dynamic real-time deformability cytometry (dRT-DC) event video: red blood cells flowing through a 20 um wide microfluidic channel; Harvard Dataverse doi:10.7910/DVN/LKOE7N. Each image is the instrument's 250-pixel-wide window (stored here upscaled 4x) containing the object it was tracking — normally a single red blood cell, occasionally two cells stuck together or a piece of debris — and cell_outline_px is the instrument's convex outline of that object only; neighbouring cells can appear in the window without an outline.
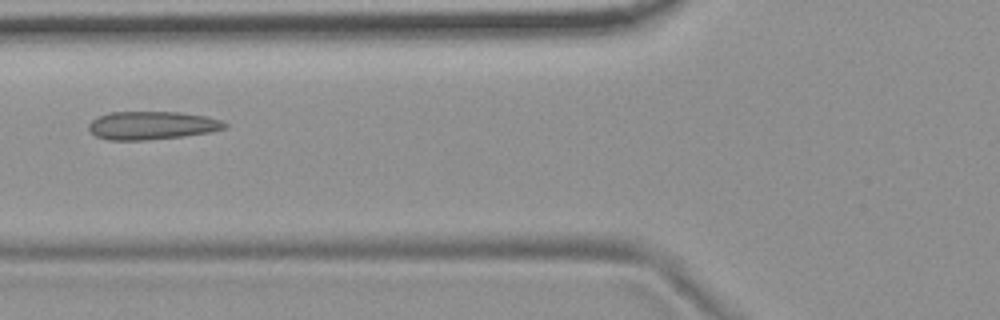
{"species": "common noctule bat (a hibernating species)", "species_latin": "Nyctalus noctula", "temperature_condition": "room temperature", "stored_images_in_passage": 6, "camera_frame_rate_fps": 3000, "um_per_image_px": 0.085, "animal": {"sex": "female", "body_mass_g": 19.9}, "frame": {"image": 1, "passage_image": 6, "time_ms": 1.667, "image_size_px": [1000, 320], "cell_outline_px": [[228, 128], [212, 132], [184, 136], [144, 140], [108, 140], [96, 136], [88, 128], [88, 124], [92, 120], [100, 116], [112, 112], [180, 112], [208, 116], [220, 120], [228, 124]], "centroid_in_image_um": [12.96, 10.66], "position_along_channel_um": 112.8, "area_um2": 22.43}}